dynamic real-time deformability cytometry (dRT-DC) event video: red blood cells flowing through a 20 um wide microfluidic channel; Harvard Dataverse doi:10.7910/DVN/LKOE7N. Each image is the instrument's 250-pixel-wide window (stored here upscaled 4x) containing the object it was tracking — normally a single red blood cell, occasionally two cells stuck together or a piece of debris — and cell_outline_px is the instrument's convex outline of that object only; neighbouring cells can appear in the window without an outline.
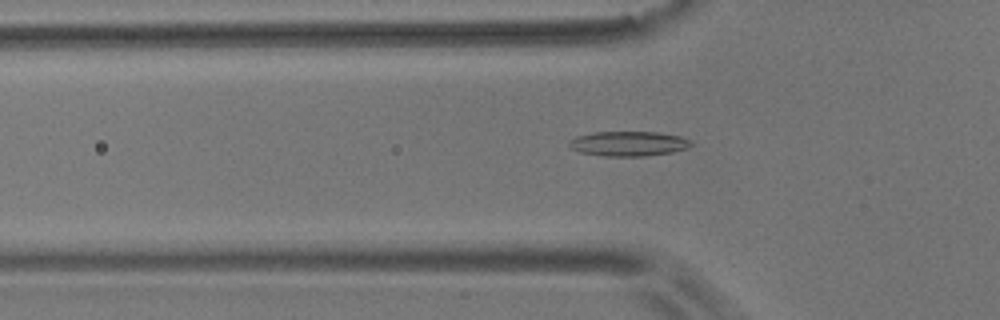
{"species": "common noctule bat (a hibernating species)", "species_latin": "Nyctalus noctula", "temperature_condition": "room temperature", "stored_images_in_passage": 48, "camera_frame_rate_fps": 3000, "um_per_image_px": 0.085, "animal": {"sex": "male", "body_mass_g": 17.9}, "frame": {"image": 1, "passage_image": 17, "time_ms": 5.333, "image_size_px": [1000, 320], "cell_outline_px": [[692, 144], [684, 148], [672, 152], [644, 156], [604, 156], [580, 152], [572, 148], [568, 144], [568, 140], [576, 136], [592, 132], [656, 132], [680, 136], [692, 140]], "centroid_in_image_um": [53.39, 12.2], "position_along_channel_um": 72.4, "area_um2": 17.57}}
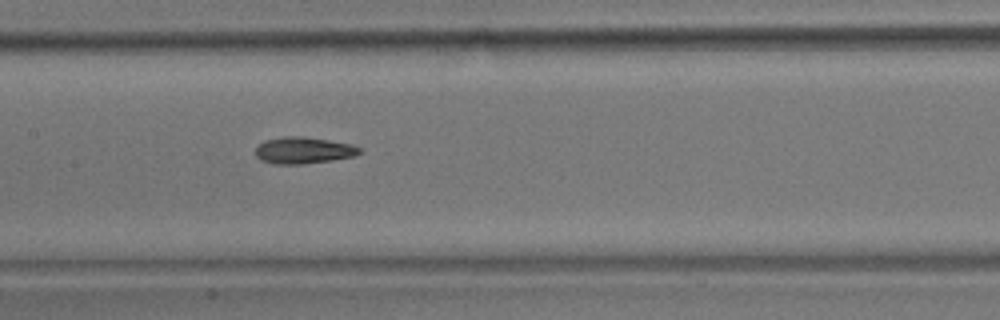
{"frame": {"image": 2, "passage_image": 26, "time_ms": 8.333, "image_size_px": [1000, 320], "cell_outline_px": [[364, 152], [356, 156], [332, 160], [304, 164], [276, 164], [260, 160], [256, 156], [256, 144], [264, 140], [284, 136], [304, 136], [352, 144], [360, 148]], "centroid_in_image_um": [25.8, 12.77], "position_along_channel_um": 181.6, "area_um2": 16.42}}
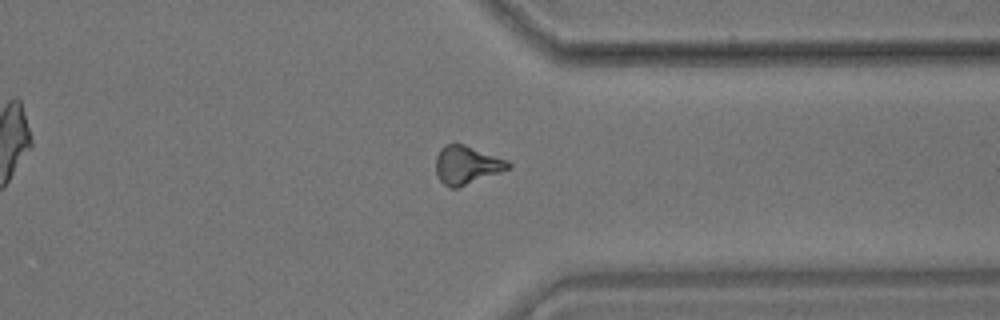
{"frame": {"image": 3, "passage_image": 42, "time_ms": 13.667, "image_size_px": [1000, 320], "cell_outline_px": [[512, 168], [456, 188], [448, 188], [436, 176], [436, 156], [440, 148], [444, 144], [464, 144], [508, 160], [512, 164]], "centroid_in_image_um": [39.67, 14.02], "position_along_channel_um": 371.7, "area_um2": 16.24}}